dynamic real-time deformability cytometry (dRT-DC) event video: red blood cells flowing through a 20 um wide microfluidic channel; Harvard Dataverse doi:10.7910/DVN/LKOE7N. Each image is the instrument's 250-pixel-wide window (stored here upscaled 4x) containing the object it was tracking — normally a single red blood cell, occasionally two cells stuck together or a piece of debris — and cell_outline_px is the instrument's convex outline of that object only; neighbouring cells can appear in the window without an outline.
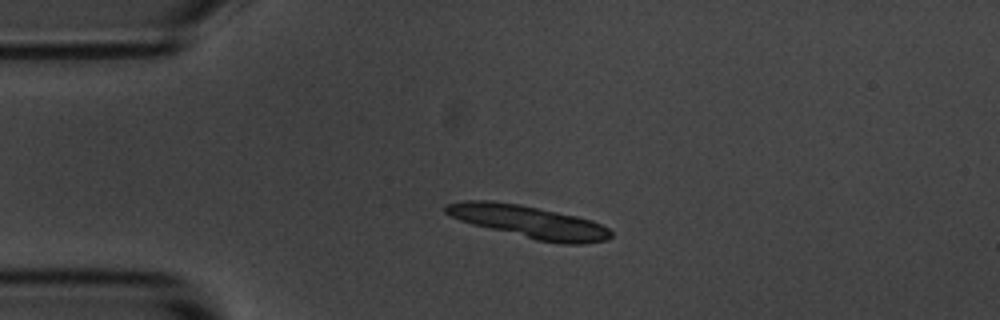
{"species": "common noctule bat (a hibernating species)", "species_latin": "Nyctalus noctula", "temperature_condition": "room temperature", "stored_images_in_passage": 5, "camera_frame_rate_fps": 3000, "um_per_image_px": 0.085, "animal": {"sex": "male", "body_mass_g": 20.1, "forearm_length_mm": 53.5}, "frame": {"image": 1, "passage_image": 3, "time_ms": 2.0, "image_size_px": [1000, 320], "cell_outline_px": [[612, 236], [608, 240], [584, 244], [560, 244], [536, 240], [472, 224], [460, 220], [444, 212], [444, 204], [464, 200], [492, 200], [520, 204], [576, 216], [592, 220], [608, 228], [612, 232]], "centroid_in_image_um": [44.96, 18.85], "position_along_channel_um": 40.0, "area_um2": 31.39}}